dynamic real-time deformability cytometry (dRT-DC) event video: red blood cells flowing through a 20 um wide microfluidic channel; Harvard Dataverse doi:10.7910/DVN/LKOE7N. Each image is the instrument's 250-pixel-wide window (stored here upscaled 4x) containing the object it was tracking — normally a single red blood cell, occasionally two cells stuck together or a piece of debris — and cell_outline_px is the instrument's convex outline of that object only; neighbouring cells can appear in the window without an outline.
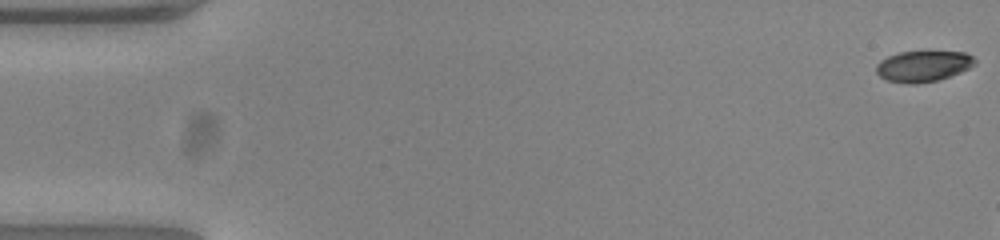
{"species": "common noctule bat (a hibernating species)", "species_latin": "Nyctalus noctula", "temperature_condition": "warm", "stored_images_in_passage": 9, "camera_frame_rate_fps": 3000, "um_per_image_px": 0.085, "animal": {"sex": "female", "body_mass_g": 23.0, "forearm_length_mm": 53.4}, "frame": {"image": 1, "passage_image": 1, "time_ms": 0.0, "image_size_px": [1000, 240], "cell_outline_px": [[976, 64], [960, 72], [936, 80], [916, 84], [904, 84], [888, 80], [880, 76], [876, 72], [876, 64], [880, 60], [888, 56], [900, 52], [964, 52], [972, 56], [976, 60]], "centroid_in_image_um": [78.44, 5.63], "position_along_channel_um": 6.6, "area_um2": 17.63}}